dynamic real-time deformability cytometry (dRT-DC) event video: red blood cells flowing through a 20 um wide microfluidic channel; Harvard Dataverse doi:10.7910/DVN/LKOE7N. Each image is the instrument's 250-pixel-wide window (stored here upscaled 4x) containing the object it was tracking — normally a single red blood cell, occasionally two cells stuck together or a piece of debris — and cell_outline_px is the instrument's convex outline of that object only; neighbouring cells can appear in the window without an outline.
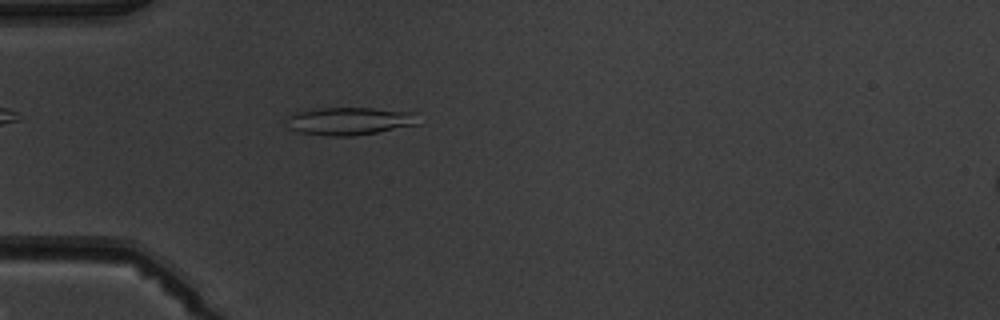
{"species": "common noctule bat (a hibernating species)", "species_latin": "Nyctalus noctula", "temperature_condition": "warm", "stored_images_in_passage": 2, "camera_frame_rate_fps": 3000, "um_per_image_px": 0.085, "animal": {"sex": "male", "body_mass_g": 19.5, "forearm_length_mm": 54.6}, "frame": {"image": 1, "passage_image": 2, "time_ms": 1.0, "image_size_px": [1000, 320], "cell_outline_px": [[420, 124], [376, 132], [352, 136], [328, 136], [300, 132], [288, 128], [288, 116], [296, 112], [320, 108], [372, 108], [416, 112]], "centroid_in_image_um": [29.75, 10.29], "position_along_channel_um": 55.3, "area_um2": 21.27}}